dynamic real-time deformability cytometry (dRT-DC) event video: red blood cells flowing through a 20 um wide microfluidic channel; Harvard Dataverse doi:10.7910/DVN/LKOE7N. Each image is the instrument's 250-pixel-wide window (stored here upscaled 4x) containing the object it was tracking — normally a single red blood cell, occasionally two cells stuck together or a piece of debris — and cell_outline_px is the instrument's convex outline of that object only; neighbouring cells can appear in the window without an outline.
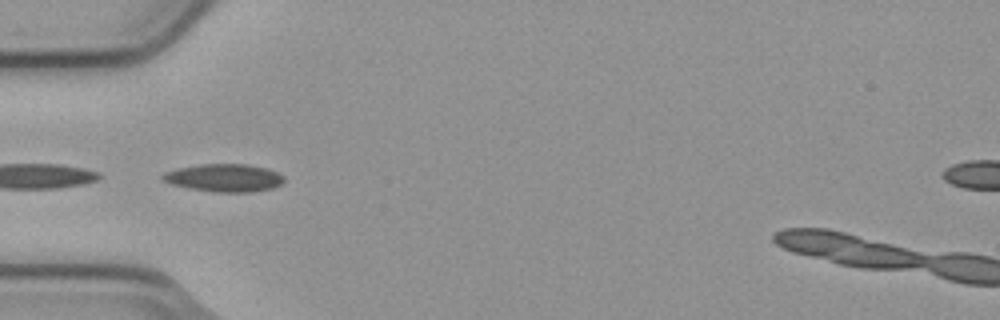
{"species": "common noctule bat (a hibernating species)", "species_latin": "Nyctalus noctula", "temperature_condition": "cold", "stored_images_in_passage": 5, "camera_frame_rate_fps": 3000, "um_per_image_px": 0.085, "animal": {"sex": "male", "body_mass_g": 23.1, "forearm_length_mm": 52.7}, "frame": {"image": 1, "passage_image": 4, "time_ms": 1.0, "image_size_px": [1000, 320], "cell_outline_px": [[284, 180], [280, 184], [272, 188], [252, 192], [216, 192], [188, 188], [172, 184], [160, 180], [160, 176], [164, 172], [180, 168], [200, 164], [248, 164], [268, 168], [284, 176]], "centroid_in_image_um": [19.04, 15.11], "position_along_channel_um": 66.0, "area_um2": 19.71}}
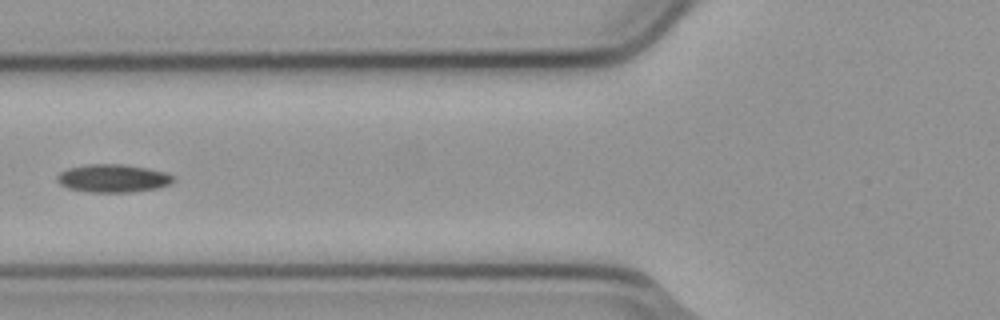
{"frame": {"image": 2, "passage_image": 5, "time_ms": 1.333, "image_size_px": [1000, 320], "cell_outline_px": [[172, 180], [168, 184], [156, 188], [128, 192], [92, 192], [68, 188], [60, 184], [56, 180], [56, 176], [60, 172], [68, 168], [88, 164], [124, 164], [148, 168], [164, 172], [172, 176]], "centroid_in_image_um": [9.54, 15.14], "position_along_channel_um": 116.3, "area_um2": 18.73}}